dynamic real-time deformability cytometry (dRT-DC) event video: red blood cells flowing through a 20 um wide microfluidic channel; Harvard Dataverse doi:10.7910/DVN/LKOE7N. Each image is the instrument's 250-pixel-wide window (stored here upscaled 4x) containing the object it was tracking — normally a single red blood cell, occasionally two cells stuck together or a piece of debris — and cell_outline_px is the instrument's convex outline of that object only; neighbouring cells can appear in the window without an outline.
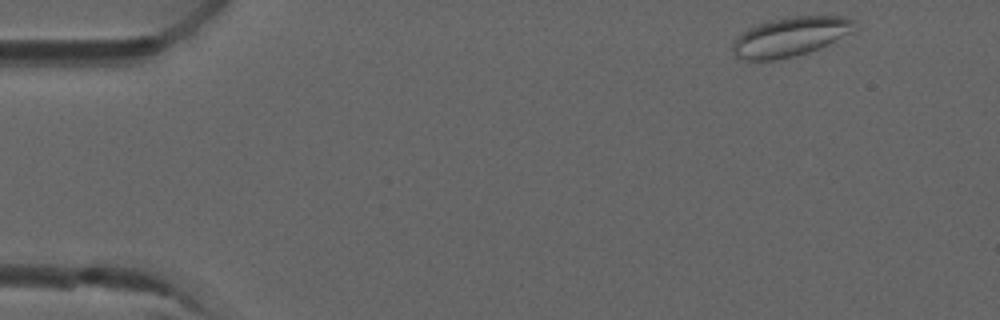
{"species": "common noctule bat (a hibernating species)", "species_latin": "Nyctalus noctula", "temperature_condition": "room temperature", "stored_images_in_passage": 4, "camera_frame_rate_fps": 3000, "um_per_image_px": 0.085, "animal": {"sex": "male", "forearm_length_mm": 52.5}, "frame": {"image": 1, "passage_image": 1, "time_ms": 0.0, "image_size_px": [1000, 320], "cell_outline_px": [[856, 32], [828, 44], [808, 52], [796, 56], [776, 60], [744, 60], [736, 56], [732, 52], [732, 44], [736, 36], [740, 32], [748, 28], [772, 20], [788, 16], [844, 16], [856, 20]], "centroid_in_image_um": [67.21, 3.12], "position_along_channel_um": 17.8, "area_um2": 28.32}}